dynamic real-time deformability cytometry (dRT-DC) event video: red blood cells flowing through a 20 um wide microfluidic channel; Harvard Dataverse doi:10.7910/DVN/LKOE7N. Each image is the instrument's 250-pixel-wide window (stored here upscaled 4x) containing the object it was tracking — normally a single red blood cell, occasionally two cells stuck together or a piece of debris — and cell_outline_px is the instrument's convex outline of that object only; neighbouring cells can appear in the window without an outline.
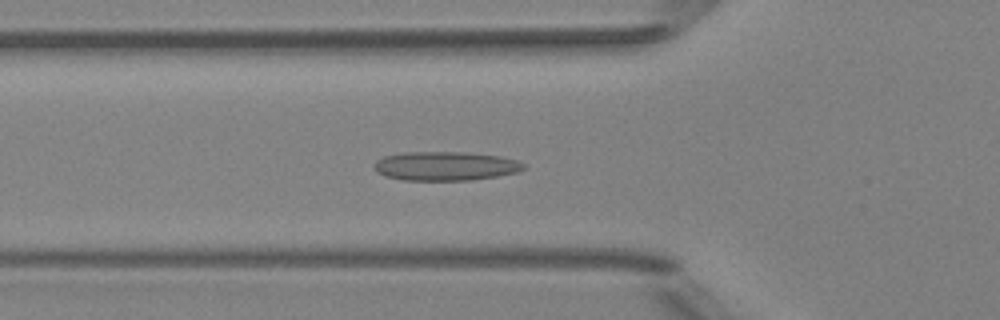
{"species": "Egyptian fruit bat (a non-hibernating species)", "species_latin": "Rousettus aegyptiacus", "temperature_condition": "room temperature", "stored_images_in_passage": 48, "camera_frame_rate_fps": 3000, "um_per_image_px": 0.085, "animal": {"sex": "female"}, "frame": {"image": 1, "passage_image": 15, "time_ms": 4.667, "image_size_px": [1000, 320], "cell_outline_px": [[524, 168], [516, 172], [496, 176], [472, 180], [404, 180], [384, 176], [376, 168], [376, 160], [384, 156], [400, 152], [460, 152], [500, 156], [516, 160], [524, 164]], "centroid_in_image_um": [37.85, 14.11], "position_along_channel_um": 88.0, "area_um2": 24.97}}
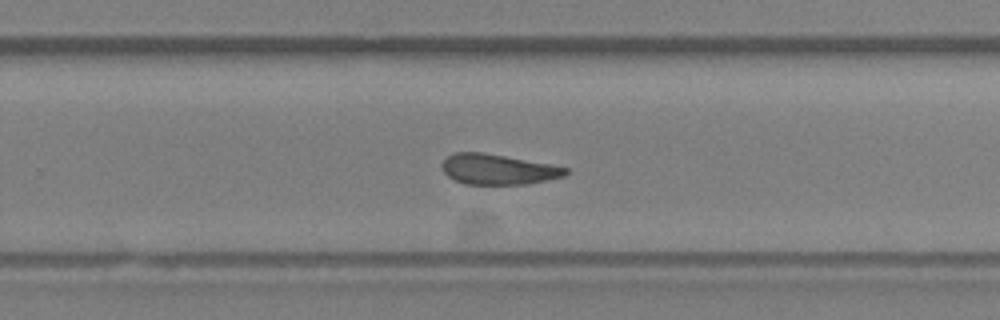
{"frame": {"image": 2, "passage_image": 30, "time_ms": 9.667, "image_size_px": [1000, 320], "cell_outline_px": [[568, 172], [564, 176], [524, 184], [464, 184], [448, 176], [444, 172], [440, 164], [452, 152], [480, 152], [552, 164], [568, 168]], "centroid_in_image_um": [42.3, 14.38], "position_along_channel_um": 287.5, "area_um2": 21.68}}
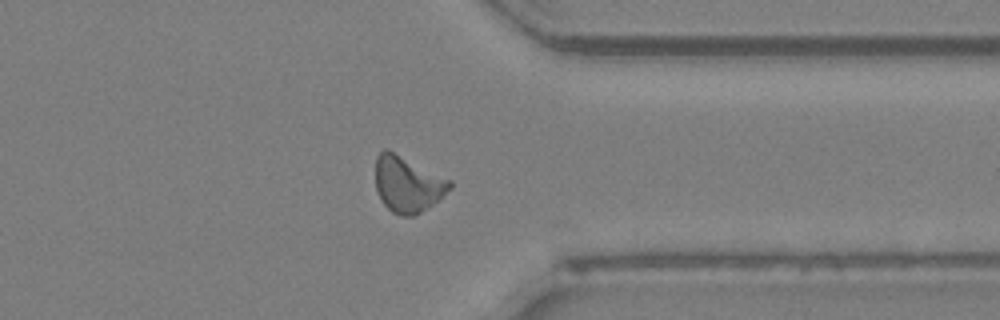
{"frame": {"image": 3, "passage_image": 37, "time_ms": 12.0, "image_size_px": [1000, 320], "cell_outline_px": [[452, 188], [432, 204], [420, 212], [412, 216], [400, 216], [392, 212], [380, 200], [376, 188], [376, 156], [384, 148], [388, 148], [452, 180]], "centroid_in_image_um": [34.64, 15.63], "position_along_channel_um": 376.8, "area_um2": 24.39}, "authors_computed_cell_mechanics": {"area_um2": 23.409, "velocity_mm_per_s": 4.0056, "shape_relaxation_time_tau1_ms": null, "shape_relaxation_time_tau2_ms": 2.6597, "deformation_change_tau1": null, "deformation_change_tau2": 0.1084}}